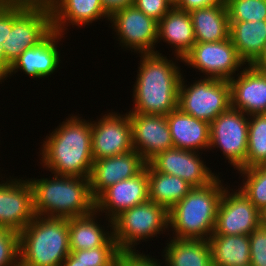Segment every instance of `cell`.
I'll use <instances>...</instances> for the list:
<instances>
[{
    "label": "cell",
    "instance_id": "obj_30",
    "mask_svg": "<svg viewBox=\"0 0 266 266\" xmlns=\"http://www.w3.org/2000/svg\"><path fill=\"white\" fill-rule=\"evenodd\" d=\"M266 166V114L249 116L246 168Z\"/></svg>",
    "mask_w": 266,
    "mask_h": 266
},
{
    "label": "cell",
    "instance_id": "obj_20",
    "mask_svg": "<svg viewBox=\"0 0 266 266\" xmlns=\"http://www.w3.org/2000/svg\"><path fill=\"white\" fill-rule=\"evenodd\" d=\"M146 165L141 155L135 151L94 160L90 180V190L96 199L113 184L137 175Z\"/></svg>",
    "mask_w": 266,
    "mask_h": 266
},
{
    "label": "cell",
    "instance_id": "obj_9",
    "mask_svg": "<svg viewBox=\"0 0 266 266\" xmlns=\"http://www.w3.org/2000/svg\"><path fill=\"white\" fill-rule=\"evenodd\" d=\"M249 116L230 107L210 123L209 150L219 148L235 169H246Z\"/></svg>",
    "mask_w": 266,
    "mask_h": 266
},
{
    "label": "cell",
    "instance_id": "obj_44",
    "mask_svg": "<svg viewBox=\"0 0 266 266\" xmlns=\"http://www.w3.org/2000/svg\"><path fill=\"white\" fill-rule=\"evenodd\" d=\"M62 266H85L80 263L76 258H74L71 254L67 256V258L63 261Z\"/></svg>",
    "mask_w": 266,
    "mask_h": 266
},
{
    "label": "cell",
    "instance_id": "obj_42",
    "mask_svg": "<svg viewBox=\"0 0 266 266\" xmlns=\"http://www.w3.org/2000/svg\"><path fill=\"white\" fill-rule=\"evenodd\" d=\"M252 67L266 71V43L259 57L251 64Z\"/></svg>",
    "mask_w": 266,
    "mask_h": 266
},
{
    "label": "cell",
    "instance_id": "obj_22",
    "mask_svg": "<svg viewBox=\"0 0 266 266\" xmlns=\"http://www.w3.org/2000/svg\"><path fill=\"white\" fill-rule=\"evenodd\" d=\"M99 216L102 215L94 210L84 216L68 218L70 251L93 249L99 246H117L113 238L112 220L105 218L108 221L105 228L98 222Z\"/></svg>",
    "mask_w": 266,
    "mask_h": 266
},
{
    "label": "cell",
    "instance_id": "obj_17",
    "mask_svg": "<svg viewBox=\"0 0 266 266\" xmlns=\"http://www.w3.org/2000/svg\"><path fill=\"white\" fill-rule=\"evenodd\" d=\"M128 114L133 150L137 151L146 163L156 154L174 147L166 116L134 112Z\"/></svg>",
    "mask_w": 266,
    "mask_h": 266
},
{
    "label": "cell",
    "instance_id": "obj_33",
    "mask_svg": "<svg viewBox=\"0 0 266 266\" xmlns=\"http://www.w3.org/2000/svg\"><path fill=\"white\" fill-rule=\"evenodd\" d=\"M119 252L117 246H99L93 249L70 251V254L85 266H106Z\"/></svg>",
    "mask_w": 266,
    "mask_h": 266
},
{
    "label": "cell",
    "instance_id": "obj_13",
    "mask_svg": "<svg viewBox=\"0 0 266 266\" xmlns=\"http://www.w3.org/2000/svg\"><path fill=\"white\" fill-rule=\"evenodd\" d=\"M101 113V118L91 121L92 157L99 160L133 150L132 128L128 112Z\"/></svg>",
    "mask_w": 266,
    "mask_h": 266
},
{
    "label": "cell",
    "instance_id": "obj_26",
    "mask_svg": "<svg viewBox=\"0 0 266 266\" xmlns=\"http://www.w3.org/2000/svg\"><path fill=\"white\" fill-rule=\"evenodd\" d=\"M189 14L196 42H217L229 38L230 22L226 3L195 9Z\"/></svg>",
    "mask_w": 266,
    "mask_h": 266
},
{
    "label": "cell",
    "instance_id": "obj_3",
    "mask_svg": "<svg viewBox=\"0 0 266 266\" xmlns=\"http://www.w3.org/2000/svg\"><path fill=\"white\" fill-rule=\"evenodd\" d=\"M27 179L33 190L35 216L71 218L95 210L89 178L54 174L49 178Z\"/></svg>",
    "mask_w": 266,
    "mask_h": 266
},
{
    "label": "cell",
    "instance_id": "obj_14",
    "mask_svg": "<svg viewBox=\"0 0 266 266\" xmlns=\"http://www.w3.org/2000/svg\"><path fill=\"white\" fill-rule=\"evenodd\" d=\"M202 153L172 147L156 154L147 164L160 173L178 176L193 187H203L212 183L220 173L217 175L206 166Z\"/></svg>",
    "mask_w": 266,
    "mask_h": 266
},
{
    "label": "cell",
    "instance_id": "obj_25",
    "mask_svg": "<svg viewBox=\"0 0 266 266\" xmlns=\"http://www.w3.org/2000/svg\"><path fill=\"white\" fill-rule=\"evenodd\" d=\"M170 238L162 249L165 266H213L208 240Z\"/></svg>",
    "mask_w": 266,
    "mask_h": 266
},
{
    "label": "cell",
    "instance_id": "obj_32",
    "mask_svg": "<svg viewBox=\"0 0 266 266\" xmlns=\"http://www.w3.org/2000/svg\"><path fill=\"white\" fill-rule=\"evenodd\" d=\"M229 21L266 20V0H225Z\"/></svg>",
    "mask_w": 266,
    "mask_h": 266
},
{
    "label": "cell",
    "instance_id": "obj_15",
    "mask_svg": "<svg viewBox=\"0 0 266 266\" xmlns=\"http://www.w3.org/2000/svg\"><path fill=\"white\" fill-rule=\"evenodd\" d=\"M1 178L0 227L21 232L35 217L32 187L23 177Z\"/></svg>",
    "mask_w": 266,
    "mask_h": 266
},
{
    "label": "cell",
    "instance_id": "obj_6",
    "mask_svg": "<svg viewBox=\"0 0 266 266\" xmlns=\"http://www.w3.org/2000/svg\"><path fill=\"white\" fill-rule=\"evenodd\" d=\"M112 231L119 251H136L141 241L170 234L168 211L152 201L136 205L112 220Z\"/></svg>",
    "mask_w": 266,
    "mask_h": 266
},
{
    "label": "cell",
    "instance_id": "obj_8",
    "mask_svg": "<svg viewBox=\"0 0 266 266\" xmlns=\"http://www.w3.org/2000/svg\"><path fill=\"white\" fill-rule=\"evenodd\" d=\"M52 30L50 8L15 5V21L1 44L6 63L11 66L20 54L36 46Z\"/></svg>",
    "mask_w": 266,
    "mask_h": 266
},
{
    "label": "cell",
    "instance_id": "obj_5",
    "mask_svg": "<svg viewBox=\"0 0 266 266\" xmlns=\"http://www.w3.org/2000/svg\"><path fill=\"white\" fill-rule=\"evenodd\" d=\"M69 254L68 218L35 216L19 232V266H62Z\"/></svg>",
    "mask_w": 266,
    "mask_h": 266
},
{
    "label": "cell",
    "instance_id": "obj_47",
    "mask_svg": "<svg viewBox=\"0 0 266 266\" xmlns=\"http://www.w3.org/2000/svg\"><path fill=\"white\" fill-rule=\"evenodd\" d=\"M172 8L177 7L180 3V0H166Z\"/></svg>",
    "mask_w": 266,
    "mask_h": 266
},
{
    "label": "cell",
    "instance_id": "obj_19",
    "mask_svg": "<svg viewBox=\"0 0 266 266\" xmlns=\"http://www.w3.org/2000/svg\"><path fill=\"white\" fill-rule=\"evenodd\" d=\"M229 84L232 108L248 116L266 114V71L246 65Z\"/></svg>",
    "mask_w": 266,
    "mask_h": 266
},
{
    "label": "cell",
    "instance_id": "obj_28",
    "mask_svg": "<svg viewBox=\"0 0 266 266\" xmlns=\"http://www.w3.org/2000/svg\"><path fill=\"white\" fill-rule=\"evenodd\" d=\"M148 197L169 211L193 188L187 181L174 175L160 173L147 164Z\"/></svg>",
    "mask_w": 266,
    "mask_h": 266
},
{
    "label": "cell",
    "instance_id": "obj_2",
    "mask_svg": "<svg viewBox=\"0 0 266 266\" xmlns=\"http://www.w3.org/2000/svg\"><path fill=\"white\" fill-rule=\"evenodd\" d=\"M133 85V108L128 112L167 116L178 108L179 85L183 73L178 56L172 60L162 53L141 54ZM177 63V64H176Z\"/></svg>",
    "mask_w": 266,
    "mask_h": 266
},
{
    "label": "cell",
    "instance_id": "obj_7",
    "mask_svg": "<svg viewBox=\"0 0 266 266\" xmlns=\"http://www.w3.org/2000/svg\"><path fill=\"white\" fill-rule=\"evenodd\" d=\"M200 77L192 82L193 84H187L182 75L178 108L210 124L218 115L231 107L230 84L226 80Z\"/></svg>",
    "mask_w": 266,
    "mask_h": 266
},
{
    "label": "cell",
    "instance_id": "obj_37",
    "mask_svg": "<svg viewBox=\"0 0 266 266\" xmlns=\"http://www.w3.org/2000/svg\"><path fill=\"white\" fill-rule=\"evenodd\" d=\"M158 260L160 259L153 258L149 254H143L138 250L119 252V266H162L164 261Z\"/></svg>",
    "mask_w": 266,
    "mask_h": 266
},
{
    "label": "cell",
    "instance_id": "obj_45",
    "mask_svg": "<svg viewBox=\"0 0 266 266\" xmlns=\"http://www.w3.org/2000/svg\"><path fill=\"white\" fill-rule=\"evenodd\" d=\"M260 225L266 228V207L260 211Z\"/></svg>",
    "mask_w": 266,
    "mask_h": 266
},
{
    "label": "cell",
    "instance_id": "obj_40",
    "mask_svg": "<svg viewBox=\"0 0 266 266\" xmlns=\"http://www.w3.org/2000/svg\"><path fill=\"white\" fill-rule=\"evenodd\" d=\"M105 12L111 16L116 11L133 6L135 0H100Z\"/></svg>",
    "mask_w": 266,
    "mask_h": 266
},
{
    "label": "cell",
    "instance_id": "obj_12",
    "mask_svg": "<svg viewBox=\"0 0 266 266\" xmlns=\"http://www.w3.org/2000/svg\"><path fill=\"white\" fill-rule=\"evenodd\" d=\"M228 187L221 196L212 235H250L260 225V211L241 189Z\"/></svg>",
    "mask_w": 266,
    "mask_h": 266
},
{
    "label": "cell",
    "instance_id": "obj_10",
    "mask_svg": "<svg viewBox=\"0 0 266 266\" xmlns=\"http://www.w3.org/2000/svg\"><path fill=\"white\" fill-rule=\"evenodd\" d=\"M182 61L184 66L198 70L196 72L203 73L205 78L226 81L234 78L246 65L230 38L217 42H196Z\"/></svg>",
    "mask_w": 266,
    "mask_h": 266
},
{
    "label": "cell",
    "instance_id": "obj_29",
    "mask_svg": "<svg viewBox=\"0 0 266 266\" xmlns=\"http://www.w3.org/2000/svg\"><path fill=\"white\" fill-rule=\"evenodd\" d=\"M213 266H250L249 235H211Z\"/></svg>",
    "mask_w": 266,
    "mask_h": 266
},
{
    "label": "cell",
    "instance_id": "obj_46",
    "mask_svg": "<svg viewBox=\"0 0 266 266\" xmlns=\"http://www.w3.org/2000/svg\"><path fill=\"white\" fill-rule=\"evenodd\" d=\"M106 266H119V254Z\"/></svg>",
    "mask_w": 266,
    "mask_h": 266
},
{
    "label": "cell",
    "instance_id": "obj_41",
    "mask_svg": "<svg viewBox=\"0 0 266 266\" xmlns=\"http://www.w3.org/2000/svg\"><path fill=\"white\" fill-rule=\"evenodd\" d=\"M53 0H0V5H21L50 8Z\"/></svg>",
    "mask_w": 266,
    "mask_h": 266
},
{
    "label": "cell",
    "instance_id": "obj_34",
    "mask_svg": "<svg viewBox=\"0 0 266 266\" xmlns=\"http://www.w3.org/2000/svg\"><path fill=\"white\" fill-rule=\"evenodd\" d=\"M0 266H19V232L1 227Z\"/></svg>",
    "mask_w": 266,
    "mask_h": 266
},
{
    "label": "cell",
    "instance_id": "obj_35",
    "mask_svg": "<svg viewBox=\"0 0 266 266\" xmlns=\"http://www.w3.org/2000/svg\"><path fill=\"white\" fill-rule=\"evenodd\" d=\"M250 266H266V228L259 225L249 235Z\"/></svg>",
    "mask_w": 266,
    "mask_h": 266
},
{
    "label": "cell",
    "instance_id": "obj_4",
    "mask_svg": "<svg viewBox=\"0 0 266 266\" xmlns=\"http://www.w3.org/2000/svg\"><path fill=\"white\" fill-rule=\"evenodd\" d=\"M218 176L191 191L168 211L169 232L176 239L208 240L213 234L218 205L226 187Z\"/></svg>",
    "mask_w": 266,
    "mask_h": 266
},
{
    "label": "cell",
    "instance_id": "obj_24",
    "mask_svg": "<svg viewBox=\"0 0 266 266\" xmlns=\"http://www.w3.org/2000/svg\"><path fill=\"white\" fill-rule=\"evenodd\" d=\"M161 41L171 45L174 56L183 59L196 43L189 12L174 7L158 22L157 44Z\"/></svg>",
    "mask_w": 266,
    "mask_h": 266
},
{
    "label": "cell",
    "instance_id": "obj_21",
    "mask_svg": "<svg viewBox=\"0 0 266 266\" xmlns=\"http://www.w3.org/2000/svg\"><path fill=\"white\" fill-rule=\"evenodd\" d=\"M52 29L64 35L68 26L86 27L100 19L108 20L109 15L102 7L100 0H53L50 7ZM66 31V33H65Z\"/></svg>",
    "mask_w": 266,
    "mask_h": 266
},
{
    "label": "cell",
    "instance_id": "obj_43",
    "mask_svg": "<svg viewBox=\"0 0 266 266\" xmlns=\"http://www.w3.org/2000/svg\"><path fill=\"white\" fill-rule=\"evenodd\" d=\"M10 66L6 63L5 57L0 46V82L5 79L7 72L9 71Z\"/></svg>",
    "mask_w": 266,
    "mask_h": 266
},
{
    "label": "cell",
    "instance_id": "obj_16",
    "mask_svg": "<svg viewBox=\"0 0 266 266\" xmlns=\"http://www.w3.org/2000/svg\"><path fill=\"white\" fill-rule=\"evenodd\" d=\"M149 201L147 163L135 176L105 189L95 199V210L113 220L121 212Z\"/></svg>",
    "mask_w": 266,
    "mask_h": 266
},
{
    "label": "cell",
    "instance_id": "obj_36",
    "mask_svg": "<svg viewBox=\"0 0 266 266\" xmlns=\"http://www.w3.org/2000/svg\"><path fill=\"white\" fill-rule=\"evenodd\" d=\"M134 6L157 22L172 9L166 0H135Z\"/></svg>",
    "mask_w": 266,
    "mask_h": 266
},
{
    "label": "cell",
    "instance_id": "obj_31",
    "mask_svg": "<svg viewBox=\"0 0 266 266\" xmlns=\"http://www.w3.org/2000/svg\"><path fill=\"white\" fill-rule=\"evenodd\" d=\"M236 172L243 178L239 189L261 211L266 207V166L239 169Z\"/></svg>",
    "mask_w": 266,
    "mask_h": 266
},
{
    "label": "cell",
    "instance_id": "obj_11",
    "mask_svg": "<svg viewBox=\"0 0 266 266\" xmlns=\"http://www.w3.org/2000/svg\"><path fill=\"white\" fill-rule=\"evenodd\" d=\"M109 21L119 46L141 54L157 53L158 22L148 17L134 5L116 11L109 17ZM156 45V46H155ZM129 48V49H128ZM134 49V51H133Z\"/></svg>",
    "mask_w": 266,
    "mask_h": 266
},
{
    "label": "cell",
    "instance_id": "obj_23",
    "mask_svg": "<svg viewBox=\"0 0 266 266\" xmlns=\"http://www.w3.org/2000/svg\"><path fill=\"white\" fill-rule=\"evenodd\" d=\"M166 118L175 148L196 152L209 150L210 124L208 122L190 116L180 108L170 112Z\"/></svg>",
    "mask_w": 266,
    "mask_h": 266
},
{
    "label": "cell",
    "instance_id": "obj_38",
    "mask_svg": "<svg viewBox=\"0 0 266 266\" xmlns=\"http://www.w3.org/2000/svg\"><path fill=\"white\" fill-rule=\"evenodd\" d=\"M15 21V5H0V46L8 36V28Z\"/></svg>",
    "mask_w": 266,
    "mask_h": 266
},
{
    "label": "cell",
    "instance_id": "obj_39",
    "mask_svg": "<svg viewBox=\"0 0 266 266\" xmlns=\"http://www.w3.org/2000/svg\"><path fill=\"white\" fill-rule=\"evenodd\" d=\"M218 4H225V0H180V3L176 8L190 12L195 9L205 8Z\"/></svg>",
    "mask_w": 266,
    "mask_h": 266
},
{
    "label": "cell",
    "instance_id": "obj_1",
    "mask_svg": "<svg viewBox=\"0 0 266 266\" xmlns=\"http://www.w3.org/2000/svg\"><path fill=\"white\" fill-rule=\"evenodd\" d=\"M70 114L43 140L40 164L51 174L89 178L92 157L91 119Z\"/></svg>",
    "mask_w": 266,
    "mask_h": 266
},
{
    "label": "cell",
    "instance_id": "obj_27",
    "mask_svg": "<svg viewBox=\"0 0 266 266\" xmlns=\"http://www.w3.org/2000/svg\"><path fill=\"white\" fill-rule=\"evenodd\" d=\"M229 22V38L232 44L245 64L251 65L266 43V20Z\"/></svg>",
    "mask_w": 266,
    "mask_h": 266
},
{
    "label": "cell",
    "instance_id": "obj_18",
    "mask_svg": "<svg viewBox=\"0 0 266 266\" xmlns=\"http://www.w3.org/2000/svg\"><path fill=\"white\" fill-rule=\"evenodd\" d=\"M65 35L52 30L41 42L36 46L25 50L14 61L7 72L4 81L9 77L21 71L30 77L42 79L52 75L61 63V50L58 45Z\"/></svg>",
    "mask_w": 266,
    "mask_h": 266
}]
</instances>
